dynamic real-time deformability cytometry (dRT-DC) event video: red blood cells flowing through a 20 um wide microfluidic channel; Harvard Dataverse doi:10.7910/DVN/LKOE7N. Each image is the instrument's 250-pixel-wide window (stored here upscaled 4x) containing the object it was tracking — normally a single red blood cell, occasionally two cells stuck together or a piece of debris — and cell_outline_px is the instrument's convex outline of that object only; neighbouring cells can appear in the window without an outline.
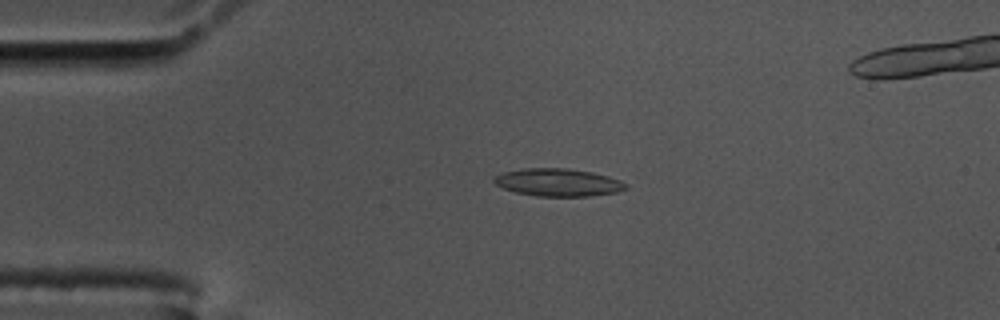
{"species": "common noctule bat (a hibernating species)", "species_latin": "Nyctalus noctula", "temperature_condition": "cold", "stored_images_in_passage": 56, "camera_frame_rate_fps": 3000, "um_per_image_px": 0.085, "animal": {"sex": "male", "body_mass_g": 17.5, "forearm_length_mm": 52.3}, "frame": {"image": 1, "passage_image": 13, "time_ms": 4.0, "image_size_px": [1000, 320], "cell_outline_px": [[628, 188], [616, 192], [588, 196], [536, 196], [516, 192], [504, 188], [496, 184], [492, 180], [496, 176], [504, 172], [524, 168], [568, 168], [592, 172], [608, 176], [620, 180], [628, 184]], "centroid_in_image_um": [47.46, 15.5], "position_along_channel_um": 37.5, "area_um2": 21.15}}
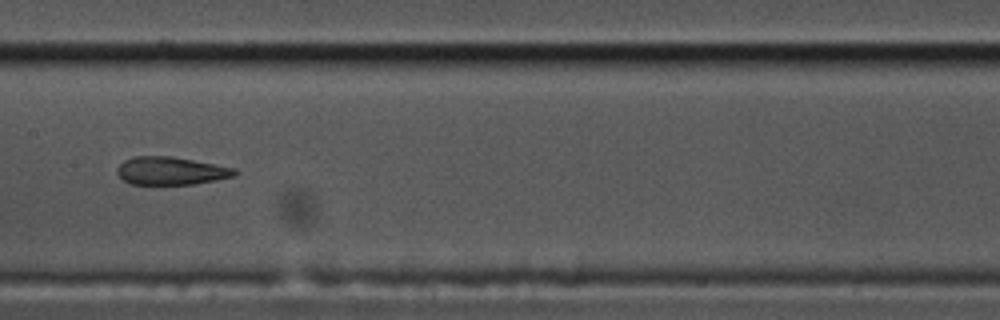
{"frame": {"image": 2, "passage_image": 29, "time_ms": 9.333, "image_size_px": [1000, 320], "cell_outline_px": [[240, 172], [236, 176], [216, 180], [192, 184], [132, 184], [124, 180], [116, 172], [116, 168], [124, 160], [132, 156], [172, 156], [236, 168]], "centroid_in_image_um": [14.55, 14.51], "position_along_channel_um": 192.8, "area_um2": 19.25}}
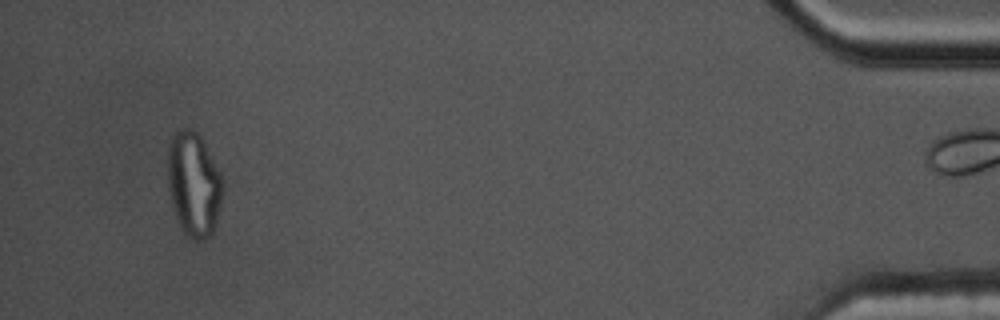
{"frame": {"image": 3, "passage_image": 55, "time_ms": 18.0, "image_size_px": [1000, 320], "cell_outline_px": [[224, 192], [212, 236], [204, 240], [192, 240], [184, 232], [176, 216], [172, 204], [168, 188], [168, 144], [172, 136], [180, 128], [192, 128], [200, 136], [220, 172], [224, 180]], "centroid_in_image_um": [16.49, 15.66], "position_along_channel_um": 418.7, "area_um2": 33.7}, "authors_computed_cell_mechanics": {"area_um2": 20.1433, "velocity_mm_per_s": 3.4727, "shape_relaxation_time_tau1_ms": null, "shape_relaxation_time_tau2_ms": 1.769, "deformation_change_tau1": null, "deformation_change_tau2": 0.0996}}